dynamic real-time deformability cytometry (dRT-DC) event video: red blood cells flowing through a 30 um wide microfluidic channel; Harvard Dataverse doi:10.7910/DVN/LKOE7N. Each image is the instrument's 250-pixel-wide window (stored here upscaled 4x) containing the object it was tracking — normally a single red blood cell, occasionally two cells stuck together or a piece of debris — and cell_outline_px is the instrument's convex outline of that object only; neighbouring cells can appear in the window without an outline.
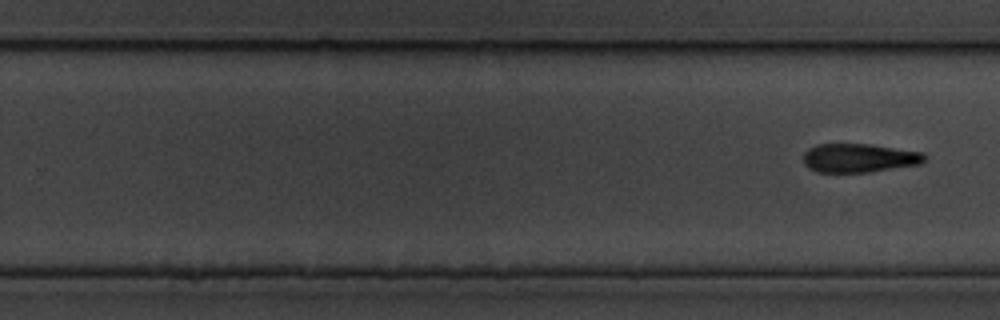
{"species": "common noctule bat (a hibernating species)", "species_latin": "Nyctalus noctula", "temperature_condition": "cold", "stored_images_in_passage": 10, "segment_of_instrument_passage": [2, 2], "camera_frame_rate_fps": 3000, "um_per_image_px": 0.085, "animal": {"sex": "male", "body_mass_g": 19.5, "forearm_length_mm": 54.6}, "frame": {"image": 1, "passage_image": 10, "time_ms": 11.333, "image_size_px": [1000, 320], "cell_outline_px": [[928, 156], [920, 164], [868, 172], [816, 172], [808, 168], [804, 164], [804, 152], [808, 148], [816, 144], [868, 144], [924, 152]], "centroid_in_image_um": [73.01, 13.42], "position_along_channel_um": 256.8, "area_um2": 20.4}}